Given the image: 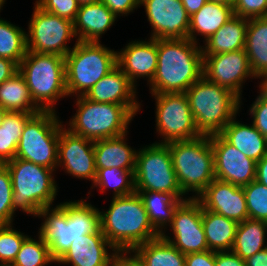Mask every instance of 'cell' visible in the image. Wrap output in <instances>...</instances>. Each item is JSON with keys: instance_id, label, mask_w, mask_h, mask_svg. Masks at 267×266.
<instances>
[{"instance_id": "cell-2", "label": "cell", "mask_w": 267, "mask_h": 266, "mask_svg": "<svg viewBox=\"0 0 267 266\" xmlns=\"http://www.w3.org/2000/svg\"><path fill=\"white\" fill-rule=\"evenodd\" d=\"M157 68L149 93H185L203 76L200 43L189 38L157 39Z\"/></svg>"}, {"instance_id": "cell-39", "label": "cell", "mask_w": 267, "mask_h": 266, "mask_svg": "<svg viewBox=\"0 0 267 266\" xmlns=\"http://www.w3.org/2000/svg\"><path fill=\"white\" fill-rule=\"evenodd\" d=\"M242 187L246 197L248 218L267 222V187L257 180Z\"/></svg>"}, {"instance_id": "cell-5", "label": "cell", "mask_w": 267, "mask_h": 266, "mask_svg": "<svg viewBox=\"0 0 267 266\" xmlns=\"http://www.w3.org/2000/svg\"><path fill=\"white\" fill-rule=\"evenodd\" d=\"M201 135L219 134L241 110L240 99L202 76L185 92Z\"/></svg>"}, {"instance_id": "cell-20", "label": "cell", "mask_w": 267, "mask_h": 266, "mask_svg": "<svg viewBox=\"0 0 267 266\" xmlns=\"http://www.w3.org/2000/svg\"><path fill=\"white\" fill-rule=\"evenodd\" d=\"M157 57V39L129 41L117 51V66L136 87L141 77L148 85L156 73Z\"/></svg>"}, {"instance_id": "cell-1", "label": "cell", "mask_w": 267, "mask_h": 266, "mask_svg": "<svg viewBox=\"0 0 267 266\" xmlns=\"http://www.w3.org/2000/svg\"><path fill=\"white\" fill-rule=\"evenodd\" d=\"M99 208L80 200H69L46 207L36 217L42 218L38 235L48 245L52 258L57 261L73 240L100 229Z\"/></svg>"}, {"instance_id": "cell-51", "label": "cell", "mask_w": 267, "mask_h": 266, "mask_svg": "<svg viewBox=\"0 0 267 266\" xmlns=\"http://www.w3.org/2000/svg\"><path fill=\"white\" fill-rule=\"evenodd\" d=\"M189 16L199 11L208 0H180Z\"/></svg>"}, {"instance_id": "cell-46", "label": "cell", "mask_w": 267, "mask_h": 266, "mask_svg": "<svg viewBox=\"0 0 267 266\" xmlns=\"http://www.w3.org/2000/svg\"><path fill=\"white\" fill-rule=\"evenodd\" d=\"M110 266H144L137 255L131 251H117Z\"/></svg>"}, {"instance_id": "cell-13", "label": "cell", "mask_w": 267, "mask_h": 266, "mask_svg": "<svg viewBox=\"0 0 267 266\" xmlns=\"http://www.w3.org/2000/svg\"><path fill=\"white\" fill-rule=\"evenodd\" d=\"M33 4L32 17L26 32L27 50L65 57L73 49L68 45L70 40L75 38L77 41L73 22L44 11L36 3Z\"/></svg>"}, {"instance_id": "cell-26", "label": "cell", "mask_w": 267, "mask_h": 266, "mask_svg": "<svg viewBox=\"0 0 267 266\" xmlns=\"http://www.w3.org/2000/svg\"><path fill=\"white\" fill-rule=\"evenodd\" d=\"M244 49L253 73L267 84V17L248 19Z\"/></svg>"}, {"instance_id": "cell-10", "label": "cell", "mask_w": 267, "mask_h": 266, "mask_svg": "<svg viewBox=\"0 0 267 266\" xmlns=\"http://www.w3.org/2000/svg\"><path fill=\"white\" fill-rule=\"evenodd\" d=\"M57 113L41 111L26 122L15 158L57 170L60 129L65 125Z\"/></svg>"}, {"instance_id": "cell-44", "label": "cell", "mask_w": 267, "mask_h": 266, "mask_svg": "<svg viewBox=\"0 0 267 266\" xmlns=\"http://www.w3.org/2000/svg\"><path fill=\"white\" fill-rule=\"evenodd\" d=\"M103 4L116 16H128L135 9L140 8V0H101Z\"/></svg>"}, {"instance_id": "cell-33", "label": "cell", "mask_w": 267, "mask_h": 266, "mask_svg": "<svg viewBox=\"0 0 267 266\" xmlns=\"http://www.w3.org/2000/svg\"><path fill=\"white\" fill-rule=\"evenodd\" d=\"M132 251L144 266H185V254L161 235L136 246Z\"/></svg>"}, {"instance_id": "cell-23", "label": "cell", "mask_w": 267, "mask_h": 266, "mask_svg": "<svg viewBox=\"0 0 267 266\" xmlns=\"http://www.w3.org/2000/svg\"><path fill=\"white\" fill-rule=\"evenodd\" d=\"M117 17L101 1L79 6L74 24L77 41L101 42L100 38L110 29Z\"/></svg>"}, {"instance_id": "cell-35", "label": "cell", "mask_w": 267, "mask_h": 266, "mask_svg": "<svg viewBox=\"0 0 267 266\" xmlns=\"http://www.w3.org/2000/svg\"><path fill=\"white\" fill-rule=\"evenodd\" d=\"M134 171L116 167L97 169L95 181L90 188H98L102 193L112 188L113 198L131 195L136 192Z\"/></svg>"}, {"instance_id": "cell-21", "label": "cell", "mask_w": 267, "mask_h": 266, "mask_svg": "<svg viewBox=\"0 0 267 266\" xmlns=\"http://www.w3.org/2000/svg\"><path fill=\"white\" fill-rule=\"evenodd\" d=\"M117 251L99 229L95 233L81 235V238L73 240L70 248L56 263L71 266H110Z\"/></svg>"}, {"instance_id": "cell-12", "label": "cell", "mask_w": 267, "mask_h": 266, "mask_svg": "<svg viewBox=\"0 0 267 266\" xmlns=\"http://www.w3.org/2000/svg\"><path fill=\"white\" fill-rule=\"evenodd\" d=\"M155 99L156 133L160 144L192 140L201 136L190 110L186 93L151 94Z\"/></svg>"}, {"instance_id": "cell-25", "label": "cell", "mask_w": 267, "mask_h": 266, "mask_svg": "<svg viewBox=\"0 0 267 266\" xmlns=\"http://www.w3.org/2000/svg\"><path fill=\"white\" fill-rule=\"evenodd\" d=\"M128 133L114 138L94 141L96 169L116 167L135 170L138 149L128 145Z\"/></svg>"}, {"instance_id": "cell-6", "label": "cell", "mask_w": 267, "mask_h": 266, "mask_svg": "<svg viewBox=\"0 0 267 266\" xmlns=\"http://www.w3.org/2000/svg\"><path fill=\"white\" fill-rule=\"evenodd\" d=\"M33 101L43 111H56L57 101L68 97L65 57L27 51L18 65Z\"/></svg>"}, {"instance_id": "cell-16", "label": "cell", "mask_w": 267, "mask_h": 266, "mask_svg": "<svg viewBox=\"0 0 267 266\" xmlns=\"http://www.w3.org/2000/svg\"><path fill=\"white\" fill-rule=\"evenodd\" d=\"M152 31L149 38H188L190 16L180 0H140Z\"/></svg>"}, {"instance_id": "cell-38", "label": "cell", "mask_w": 267, "mask_h": 266, "mask_svg": "<svg viewBox=\"0 0 267 266\" xmlns=\"http://www.w3.org/2000/svg\"><path fill=\"white\" fill-rule=\"evenodd\" d=\"M30 235L15 230L12 224L0 225V266H10L23 241Z\"/></svg>"}, {"instance_id": "cell-18", "label": "cell", "mask_w": 267, "mask_h": 266, "mask_svg": "<svg viewBox=\"0 0 267 266\" xmlns=\"http://www.w3.org/2000/svg\"><path fill=\"white\" fill-rule=\"evenodd\" d=\"M215 179L244 186L256 179V162L228 143L220 134L210 135Z\"/></svg>"}, {"instance_id": "cell-37", "label": "cell", "mask_w": 267, "mask_h": 266, "mask_svg": "<svg viewBox=\"0 0 267 266\" xmlns=\"http://www.w3.org/2000/svg\"><path fill=\"white\" fill-rule=\"evenodd\" d=\"M37 239L27 237L10 266H46L55 264L48 245L38 235Z\"/></svg>"}, {"instance_id": "cell-55", "label": "cell", "mask_w": 267, "mask_h": 266, "mask_svg": "<svg viewBox=\"0 0 267 266\" xmlns=\"http://www.w3.org/2000/svg\"><path fill=\"white\" fill-rule=\"evenodd\" d=\"M5 2H6V0H0V12H1V10H3L2 7L4 6Z\"/></svg>"}, {"instance_id": "cell-29", "label": "cell", "mask_w": 267, "mask_h": 266, "mask_svg": "<svg viewBox=\"0 0 267 266\" xmlns=\"http://www.w3.org/2000/svg\"><path fill=\"white\" fill-rule=\"evenodd\" d=\"M136 193L143 201L150 223L160 235L167 232V226L172 223L175 209L182 201L186 200L179 199L172 192L146 191Z\"/></svg>"}, {"instance_id": "cell-22", "label": "cell", "mask_w": 267, "mask_h": 266, "mask_svg": "<svg viewBox=\"0 0 267 266\" xmlns=\"http://www.w3.org/2000/svg\"><path fill=\"white\" fill-rule=\"evenodd\" d=\"M137 87L116 66L101 78L84 97L99 103H114L126 106L134 115L141 111V102L137 99ZM140 110V111H139Z\"/></svg>"}, {"instance_id": "cell-41", "label": "cell", "mask_w": 267, "mask_h": 266, "mask_svg": "<svg viewBox=\"0 0 267 266\" xmlns=\"http://www.w3.org/2000/svg\"><path fill=\"white\" fill-rule=\"evenodd\" d=\"M259 95L250 105L249 115L253 126L267 138V84L259 83Z\"/></svg>"}, {"instance_id": "cell-15", "label": "cell", "mask_w": 267, "mask_h": 266, "mask_svg": "<svg viewBox=\"0 0 267 266\" xmlns=\"http://www.w3.org/2000/svg\"><path fill=\"white\" fill-rule=\"evenodd\" d=\"M203 76L235 94L240 99V106L243 83L247 79H258L250 67L245 49L203 55Z\"/></svg>"}, {"instance_id": "cell-50", "label": "cell", "mask_w": 267, "mask_h": 266, "mask_svg": "<svg viewBox=\"0 0 267 266\" xmlns=\"http://www.w3.org/2000/svg\"><path fill=\"white\" fill-rule=\"evenodd\" d=\"M246 266H267V248L245 259Z\"/></svg>"}, {"instance_id": "cell-14", "label": "cell", "mask_w": 267, "mask_h": 266, "mask_svg": "<svg viewBox=\"0 0 267 266\" xmlns=\"http://www.w3.org/2000/svg\"><path fill=\"white\" fill-rule=\"evenodd\" d=\"M168 227L172 234L163 232L161 236L181 253L187 255L209 250L202 224V206L196 198L189 197L177 206Z\"/></svg>"}, {"instance_id": "cell-45", "label": "cell", "mask_w": 267, "mask_h": 266, "mask_svg": "<svg viewBox=\"0 0 267 266\" xmlns=\"http://www.w3.org/2000/svg\"><path fill=\"white\" fill-rule=\"evenodd\" d=\"M185 266H216L215 251H202L185 255Z\"/></svg>"}, {"instance_id": "cell-32", "label": "cell", "mask_w": 267, "mask_h": 266, "mask_svg": "<svg viewBox=\"0 0 267 266\" xmlns=\"http://www.w3.org/2000/svg\"><path fill=\"white\" fill-rule=\"evenodd\" d=\"M0 106L7 111L34 115L43 111L34 101L19 71L0 85Z\"/></svg>"}, {"instance_id": "cell-34", "label": "cell", "mask_w": 267, "mask_h": 266, "mask_svg": "<svg viewBox=\"0 0 267 266\" xmlns=\"http://www.w3.org/2000/svg\"><path fill=\"white\" fill-rule=\"evenodd\" d=\"M33 113L8 111L0 127V164L16 156L17 146L26 122Z\"/></svg>"}, {"instance_id": "cell-7", "label": "cell", "mask_w": 267, "mask_h": 266, "mask_svg": "<svg viewBox=\"0 0 267 266\" xmlns=\"http://www.w3.org/2000/svg\"><path fill=\"white\" fill-rule=\"evenodd\" d=\"M173 168L182 192L197 198L215 179L214 153L210 136L168 143Z\"/></svg>"}, {"instance_id": "cell-9", "label": "cell", "mask_w": 267, "mask_h": 266, "mask_svg": "<svg viewBox=\"0 0 267 266\" xmlns=\"http://www.w3.org/2000/svg\"><path fill=\"white\" fill-rule=\"evenodd\" d=\"M75 98L77 110L66 128L71 133L96 141L119 137L129 132L128 127L135 115L126 106L99 103L84 96Z\"/></svg>"}, {"instance_id": "cell-54", "label": "cell", "mask_w": 267, "mask_h": 266, "mask_svg": "<svg viewBox=\"0 0 267 266\" xmlns=\"http://www.w3.org/2000/svg\"><path fill=\"white\" fill-rule=\"evenodd\" d=\"M7 112H8L7 110L3 109L0 106V127L2 125L3 119H4V117H5V115H6Z\"/></svg>"}, {"instance_id": "cell-3", "label": "cell", "mask_w": 267, "mask_h": 266, "mask_svg": "<svg viewBox=\"0 0 267 266\" xmlns=\"http://www.w3.org/2000/svg\"><path fill=\"white\" fill-rule=\"evenodd\" d=\"M101 210L100 230L118 251H131L160 236L136 192L112 198L108 210Z\"/></svg>"}, {"instance_id": "cell-8", "label": "cell", "mask_w": 267, "mask_h": 266, "mask_svg": "<svg viewBox=\"0 0 267 266\" xmlns=\"http://www.w3.org/2000/svg\"><path fill=\"white\" fill-rule=\"evenodd\" d=\"M101 43L76 41L73 49L65 56L69 97L84 96L117 66V51Z\"/></svg>"}, {"instance_id": "cell-49", "label": "cell", "mask_w": 267, "mask_h": 266, "mask_svg": "<svg viewBox=\"0 0 267 266\" xmlns=\"http://www.w3.org/2000/svg\"><path fill=\"white\" fill-rule=\"evenodd\" d=\"M267 187V154L256 162V179Z\"/></svg>"}, {"instance_id": "cell-28", "label": "cell", "mask_w": 267, "mask_h": 266, "mask_svg": "<svg viewBox=\"0 0 267 266\" xmlns=\"http://www.w3.org/2000/svg\"><path fill=\"white\" fill-rule=\"evenodd\" d=\"M248 19L234 15L203 42V55H213L245 48Z\"/></svg>"}, {"instance_id": "cell-11", "label": "cell", "mask_w": 267, "mask_h": 266, "mask_svg": "<svg viewBox=\"0 0 267 266\" xmlns=\"http://www.w3.org/2000/svg\"><path fill=\"white\" fill-rule=\"evenodd\" d=\"M134 181L136 192H172L179 199L189 198L178 184L168 144L154 142L138 149Z\"/></svg>"}, {"instance_id": "cell-48", "label": "cell", "mask_w": 267, "mask_h": 266, "mask_svg": "<svg viewBox=\"0 0 267 266\" xmlns=\"http://www.w3.org/2000/svg\"><path fill=\"white\" fill-rule=\"evenodd\" d=\"M18 72V65L7 58H0V85Z\"/></svg>"}, {"instance_id": "cell-47", "label": "cell", "mask_w": 267, "mask_h": 266, "mask_svg": "<svg viewBox=\"0 0 267 266\" xmlns=\"http://www.w3.org/2000/svg\"><path fill=\"white\" fill-rule=\"evenodd\" d=\"M215 264L216 266H246L245 260L233 251L215 252Z\"/></svg>"}, {"instance_id": "cell-42", "label": "cell", "mask_w": 267, "mask_h": 266, "mask_svg": "<svg viewBox=\"0 0 267 266\" xmlns=\"http://www.w3.org/2000/svg\"><path fill=\"white\" fill-rule=\"evenodd\" d=\"M35 3L44 11L72 22L75 21L80 6L77 0H37Z\"/></svg>"}, {"instance_id": "cell-36", "label": "cell", "mask_w": 267, "mask_h": 266, "mask_svg": "<svg viewBox=\"0 0 267 266\" xmlns=\"http://www.w3.org/2000/svg\"><path fill=\"white\" fill-rule=\"evenodd\" d=\"M26 31L0 17V58H7L17 65L27 53Z\"/></svg>"}, {"instance_id": "cell-43", "label": "cell", "mask_w": 267, "mask_h": 266, "mask_svg": "<svg viewBox=\"0 0 267 266\" xmlns=\"http://www.w3.org/2000/svg\"><path fill=\"white\" fill-rule=\"evenodd\" d=\"M233 10L246 19L267 17V0H235Z\"/></svg>"}, {"instance_id": "cell-17", "label": "cell", "mask_w": 267, "mask_h": 266, "mask_svg": "<svg viewBox=\"0 0 267 266\" xmlns=\"http://www.w3.org/2000/svg\"><path fill=\"white\" fill-rule=\"evenodd\" d=\"M58 167L77 179L92 182L96 178L94 141L71 133L64 125L58 141Z\"/></svg>"}, {"instance_id": "cell-19", "label": "cell", "mask_w": 267, "mask_h": 266, "mask_svg": "<svg viewBox=\"0 0 267 266\" xmlns=\"http://www.w3.org/2000/svg\"><path fill=\"white\" fill-rule=\"evenodd\" d=\"M196 199L202 208L237 223L248 218L246 197L241 186L214 179Z\"/></svg>"}, {"instance_id": "cell-30", "label": "cell", "mask_w": 267, "mask_h": 266, "mask_svg": "<svg viewBox=\"0 0 267 266\" xmlns=\"http://www.w3.org/2000/svg\"><path fill=\"white\" fill-rule=\"evenodd\" d=\"M202 224L211 251H231L238 223L202 208Z\"/></svg>"}, {"instance_id": "cell-40", "label": "cell", "mask_w": 267, "mask_h": 266, "mask_svg": "<svg viewBox=\"0 0 267 266\" xmlns=\"http://www.w3.org/2000/svg\"><path fill=\"white\" fill-rule=\"evenodd\" d=\"M12 181L9 170L4 164H0V225L14 224L12 206Z\"/></svg>"}, {"instance_id": "cell-27", "label": "cell", "mask_w": 267, "mask_h": 266, "mask_svg": "<svg viewBox=\"0 0 267 266\" xmlns=\"http://www.w3.org/2000/svg\"><path fill=\"white\" fill-rule=\"evenodd\" d=\"M233 16V7L207 1L199 11L190 16L188 38L198 43L197 35H200L205 42Z\"/></svg>"}, {"instance_id": "cell-4", "label": "cell", "mask_w": 267, "mask_h": 266, "mask_svg": "<svg viewBox=\"0 0 267 266\" xmlns=\"http://www.w3.org/2000/svg\"><path fill=\"white\" fill-rule=\"evenodd\" d=\"M4 165L11 175L14 212L21 210L36 218L40 210L52 207L59 188L53 176L55 170L19 158Z\"/></svg>"}, {"instance_id": "cell-24", "label": "cell", "mask_w": 267, "mask_h": 266, "mask_svg": "<svg viewBox=\"0 0 267 266\" xmlns=\"http://www.w3.org/2000/svg\"><path fill=\"white\" fill-rule=\"evenodd\" d=\"M237 115L219 133L228 143L255 162L267 154V138L253 124H244Z\"/></svg>"}, {"instance_id": "cell-52", "label": "cell", "mask_w": 267, "mask_h": 266, "mask_svg": "<svg viewBox=\"0 0 267 266\" xmlns=\"http://www.w3.org/2000/svg\"><path fill=\"white\" fill-rule=\"evenodd\" d=\"M208 1H212L214 3H219L230 7H233L235 3V0H208Z\"/></svg>"}, {"instance_id": "cell-31", "label": "cell", "mask_w": 267, "mask_h": 266, "mask_svg": "<svg viewBox=\"0 0 267 266\" xmlns=\"http://www.w3.org/2000/svg\"><path fill=\"white\" fill-rule=\"evenodd\" d=\"M267 222L247 218L238 223L231 251L243 260L267 248Z\"/></svg>"}, {"instance_id": "cell-53", "label": "cell", "mask_w": 267, "mask_h": 266, "mask_svg": "<svg viewBox=\"0 0 267 266\" xmlns=\"http://www.w3.org/2000/svg\"><path fill=\"white\" fill-rule=\"evenodd\" d=\"M101 0H77L79 5H84V4H91V3H96Z\"/></svg>"}]
</instances>
